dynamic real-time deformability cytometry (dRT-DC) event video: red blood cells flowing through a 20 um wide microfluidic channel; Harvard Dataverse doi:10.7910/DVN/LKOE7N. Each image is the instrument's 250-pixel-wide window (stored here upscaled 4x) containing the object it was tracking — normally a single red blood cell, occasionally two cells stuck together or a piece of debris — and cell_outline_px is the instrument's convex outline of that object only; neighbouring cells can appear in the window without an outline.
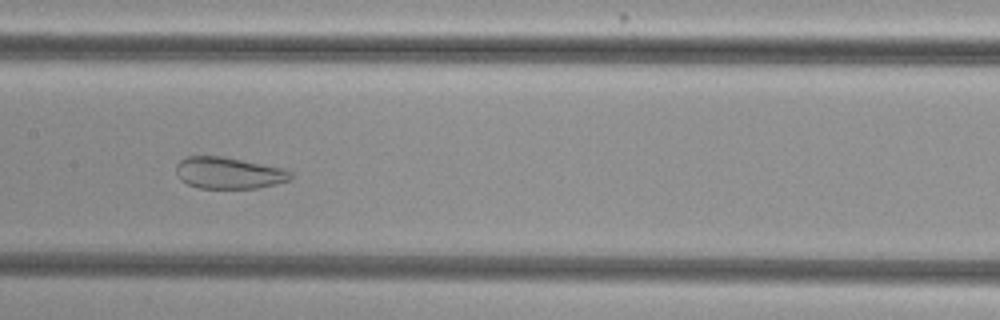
{"species": "common noctule bat (a hibernating species)", "species_latin": "Nyctalus noctula", "temperature_condition": "cold", "stored_images_in_passage": 51, "camera_frame_rate_fps": 3000, "um_per_image_px": 0.085, "animal": {"sex": "female", "body_mass_g": 29.2, "forearm_length_mm": 56.3}, "frame": {"image": 1, "passage_image": 24, "time_ms": 7.667, "image_size_px": [1000, 320], "cell_outline_px": [[292, 180], [260, 188], [200, 188], [188, 184], [180, 180], [176, 176], [176, 164], [180, 160], [188, 156], [220, 156], [284, 168], [292, 172]], "centroid_in_image_um": [19.45, 14.71], "position_along_channel_um": 188.0, "area_um2": 21.21}}
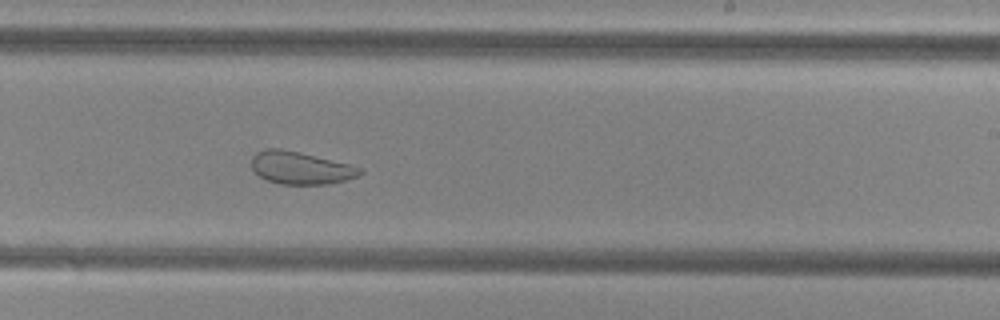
{"frame": {"image": 2, "passage_image": 30, "time_ms": 9.667, "image_size_px": [1000, 320], "cell_outline_px": [[364, 172], [360, 176], [328, 184], [280, 184], [268, 180], [260, 176], [252, 168], [252, 156], [256, 152], [264, 148], [280, 148], [300, 152], [364, 168]], "centroid_in_image_um": [25.56, 14.26], "position_along_channel_um": 263.4, "area_um2": 20.58}}
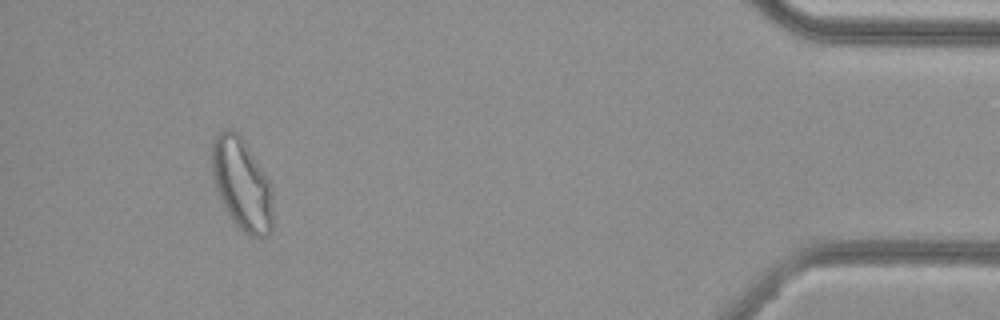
{"frame": {"image": 3, "passage_image": 47, "time_ms": 15.333, "image_size_px": [1000, 320], "cell_outline_px": [[272, 228], [268, 236], [260, 240], [244, 232], [232, 220], [224, 208], [216, 188], [212, 176], [212, 140], [220, 132], [228, 128], [236, 132], [244, 140], [268, 180], [272, 188]], "centroid_in_image_um": [20.56, 15.69], "position_along_channel_um": 414.6, "area_um2": 32.6}, "authors_computed_cell_mechanics": {"area_um2": 29.2468, "velocity_mm_per_s": 3.7932, "shape_relaxation_time_tau1_ms": null, "shape_relaxation_time_tau2_ms": 1.1536, "deformation_change_tau1": null, "deformation_change_tau2": 0.0656}}